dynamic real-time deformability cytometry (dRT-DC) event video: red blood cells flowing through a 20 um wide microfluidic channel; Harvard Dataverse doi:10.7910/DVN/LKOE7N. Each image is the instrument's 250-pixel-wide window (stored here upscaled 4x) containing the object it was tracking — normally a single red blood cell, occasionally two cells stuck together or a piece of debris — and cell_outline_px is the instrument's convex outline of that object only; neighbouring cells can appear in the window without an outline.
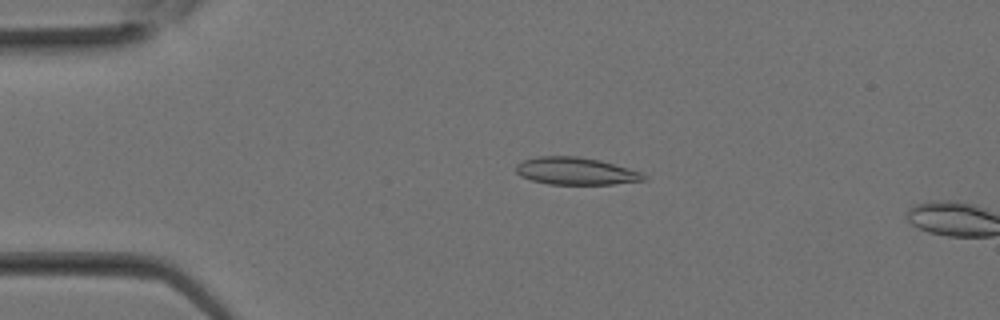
{"species": "Egyptian fruit bat (a non-hibernating species)", "species_latin": "Rousettus aegyptiacus", "temperature_condition": "room temperature", "stored_images_in_passage": 5, "camera_frame_rate_fps": 3000, "um_per_image_px": 0.085, "animal": {"sex": "female"}, "frame": {"image": 1, "passage_image": 3, "time_ms": 0.667, "image_size_px": [1000, 320], "cell_outline_px": [[648, 176], [644, 180], [612, 184], [548, 184], [532, 180], [520, 176], [516, 172], [516, 164], [524, 160], [536, 156], [576, 156], [600, 160], [628, 168], [640, 172]], "centroid_in_image_um": [48.91, 14.54], "position_along_channel_um": 36.1, "area_um2": 20.29}}